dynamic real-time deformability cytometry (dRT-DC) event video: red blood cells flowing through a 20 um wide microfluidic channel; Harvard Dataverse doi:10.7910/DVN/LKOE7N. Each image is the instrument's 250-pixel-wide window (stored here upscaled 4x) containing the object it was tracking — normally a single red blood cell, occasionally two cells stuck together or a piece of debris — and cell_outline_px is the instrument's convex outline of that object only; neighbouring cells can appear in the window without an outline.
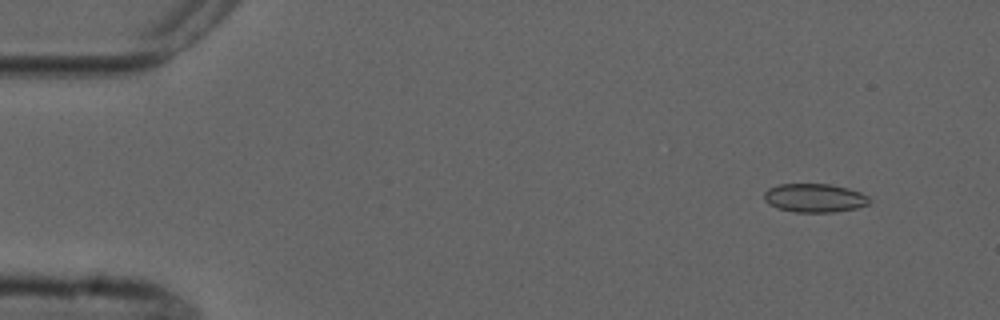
{"species": "common noctule bat (a hibernating species)", "species_latin": "Nyctalus noctula", "temperature_condition": "cold", "stored_images_in_passage": 8, "camera_frame_rate_fps": 3000, "um_per_image_px": 0.085, "animal": {"sex": "male", "forearm_length_mm": 52.5}, "frame": {"image": 1, "passage_image": 2, "time_ms": 1.333, "image_size_px": [1000, 320], "cell_outline_px": [[872, 200], [868, 204], [856, 208], [832, 212], [796, 212], [776, 208], [768, 204], [764, 200], [764, 192], [768, 188], [780, 184], [828, 184], [848, 188], [860, 192], [868, 196]], "centroid_in_image_um": [69.22, 16.82], "position_along_channel_um": 15.8, "area_um2": 17.63}}
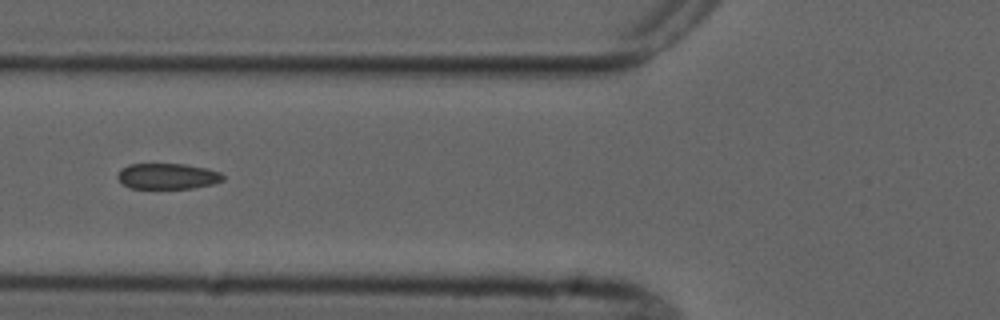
{"frame": {"image": 2, "passage_image": 6, "time_ms": 6.667, "image_size_px": [1000, 320], "cell_outline_px": [[224, 180], [212, 184], [192, 188], [132, 188], [124, 184], [116, 176], [120, 168], [128, 164], [184, 164], [204, 168], [220, 172], [224, 176]], "centroid_in_image_um": [14.22, 14.97], "position_along_channel_um": 111.6, "area_um2": 15.72}}
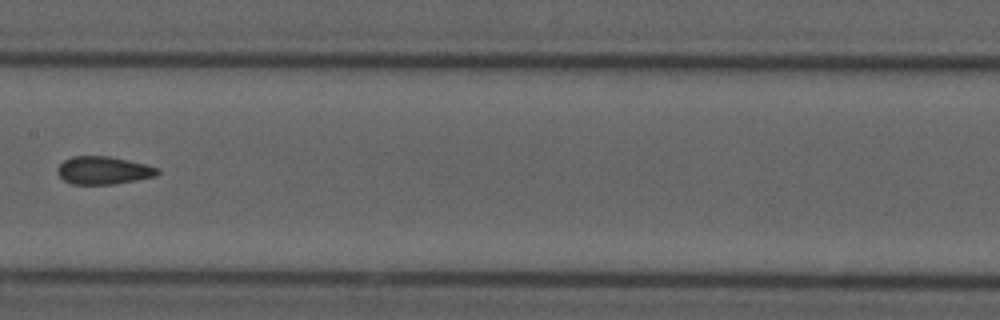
{"frame": {"image": 3, "passage_image": 8, "time_ms": 9.0, "image_size_px": [1000, 320], "cell_outline_px": [[160, 172], [156, 176], [136, 180], [112, 184], [72, 184], [64, 180], [56, 172], [56, 168], [64, 160], [72, 156], [108, 156], [128, 160], [160, 168]], "centroid_in_image_um": [8.78, 14.48], "position_along_channel_um": 198.6, "area_um2": 16.24}}